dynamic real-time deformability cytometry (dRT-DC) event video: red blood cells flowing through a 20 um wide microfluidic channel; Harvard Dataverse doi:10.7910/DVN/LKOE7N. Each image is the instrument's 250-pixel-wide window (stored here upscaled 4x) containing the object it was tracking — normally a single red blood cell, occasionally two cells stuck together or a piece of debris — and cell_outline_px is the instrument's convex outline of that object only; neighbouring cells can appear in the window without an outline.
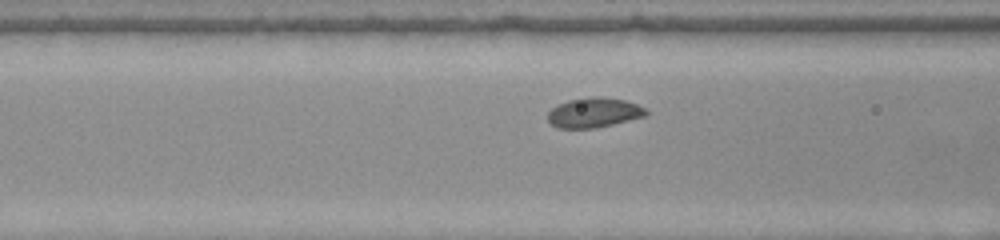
{"species": "common noctule bat (a hibernating species)", "species_latin": "Nyctalus noctula", "temperature_condition": "warm", "stored_images_in_passage": 12, "camera_frame_rate_fps": 3000, "um_per_image_px": 0.085, "animal": {"sex": "female", "body_mass_g": 22.0, "forearm_length_mm": 56.7}, "frame": {"image": 1, "passage_image": 10, "time_ms": 3.0, "image_size_px": [1000, 240], "cell_outline_px": [[648, 116], [596, 128], [556, 128], [548, 120], [548, 112], [552, 108], [568, 100], [592, 96], [600, 96], [624, 100], [636, 104], [644, 108], [648, 112]], "centroid_in_image_um": [50.5, 9.58], "position_along_channel_um": 116.1, "area_um2": 17.11}}